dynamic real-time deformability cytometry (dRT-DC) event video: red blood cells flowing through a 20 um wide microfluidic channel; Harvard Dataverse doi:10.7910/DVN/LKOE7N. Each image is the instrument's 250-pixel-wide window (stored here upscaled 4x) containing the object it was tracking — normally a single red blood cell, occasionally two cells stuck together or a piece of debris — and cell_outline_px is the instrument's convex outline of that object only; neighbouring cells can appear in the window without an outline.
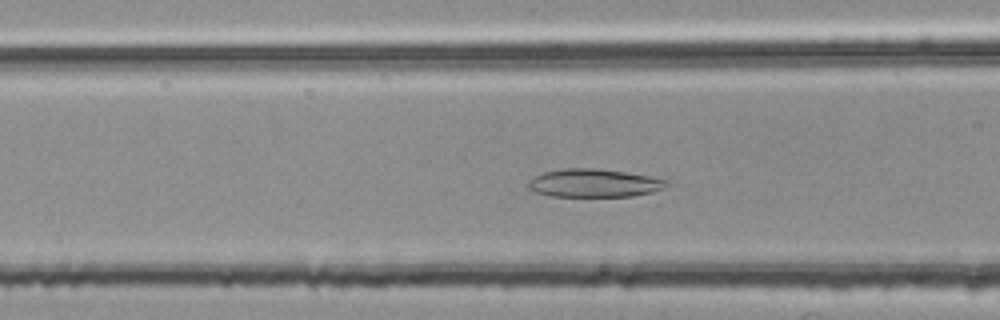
{"species": "common noctule bat (a hibernating species)", "species_latin": "Nyctalus noctula", "temperature_condition": "room temperature", "stored_images_in_passage": 50, "camera_frame_rate_fps": 3000, "um_per_image_px": 0.085, "animal": {"sex": "female", "body_mass_g": 25.1}, "frame": {"image": 1, "passage_image": 19, "time_ms": 6.0, "image_size_px": [1000, 320], "cell_outline_px": [[668, 184], [664, 188], [652, 192], [632, 196], [552, 196], [536, 192], [528, 188], [528, 180], [544, 172], [564, 168], [596, 168], [624, 172], [648, 176], [668, 180]], "centroid_in_image_um": [50.48, 15.56], "position_along_channel_um": 116.1, "area_um2": 22.54}}
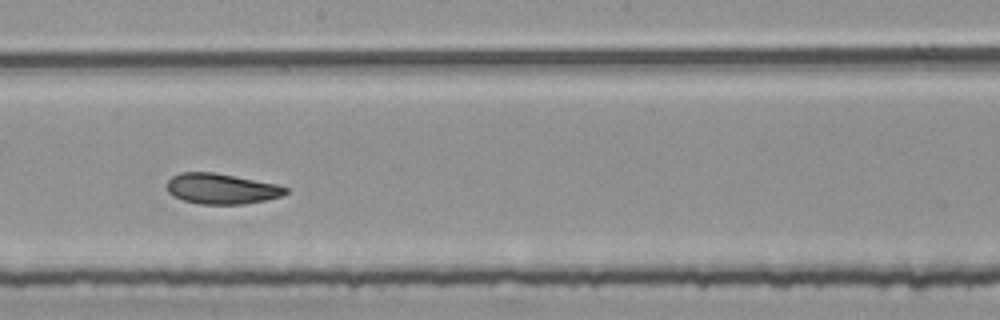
{"frame": {"image": 2, "passage_image": 28, "time_ms": 9.0, "image_size_px": [1000, 320], "cell_outline_px": [[288, 192], [284, 196], [244, 204], [200, 204], [184, 200], [172, 196], [168, 192], [168, 180], [172, 176], [180, 172], [216, 172], [276, 184], [288, 188]], "centroid_in_image_um": [18.83, 16.04], "position_along_channel_um": 229.4, "area_um2": 21.15}}
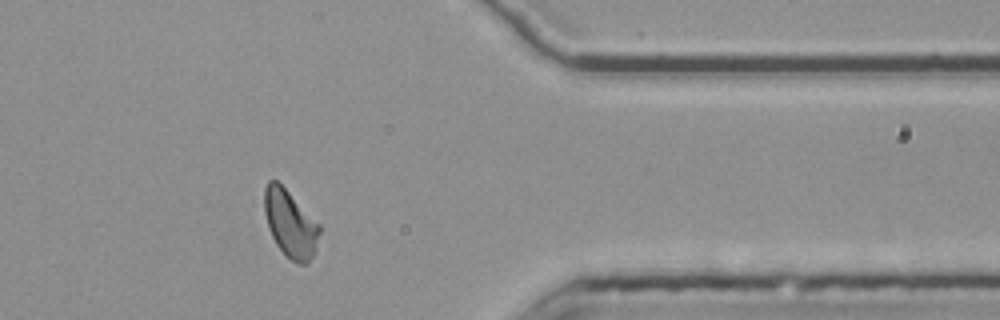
{"frame": {"image": 3, "passage_image": 42, "time_ms": 13.667, "image_size_px": [1000, 320], "cell_outline_px": [[320, 232], [316, 252], [308, 264], [296, 264], [284, 256], [276, 244], [268, 228], [264, 212], [264, 188], [268, 180], [276, 180], [320, 224]], "centroid_in_image_um": [24.68, 19.07], "position_along_channel_um": 386.7, "area_um2": 21.85}, "authors_computed_cell_mechanics": {"area_um2": 21.8195, "velocity_mm_per_s": 3.7746, "shape_relaxation_time_tau1_ms": null, "shape_relaxation_time_tau2_ms": 5.5965, "deformation_change_tau1": null, "deformation_change_tau2": 0.1127}}